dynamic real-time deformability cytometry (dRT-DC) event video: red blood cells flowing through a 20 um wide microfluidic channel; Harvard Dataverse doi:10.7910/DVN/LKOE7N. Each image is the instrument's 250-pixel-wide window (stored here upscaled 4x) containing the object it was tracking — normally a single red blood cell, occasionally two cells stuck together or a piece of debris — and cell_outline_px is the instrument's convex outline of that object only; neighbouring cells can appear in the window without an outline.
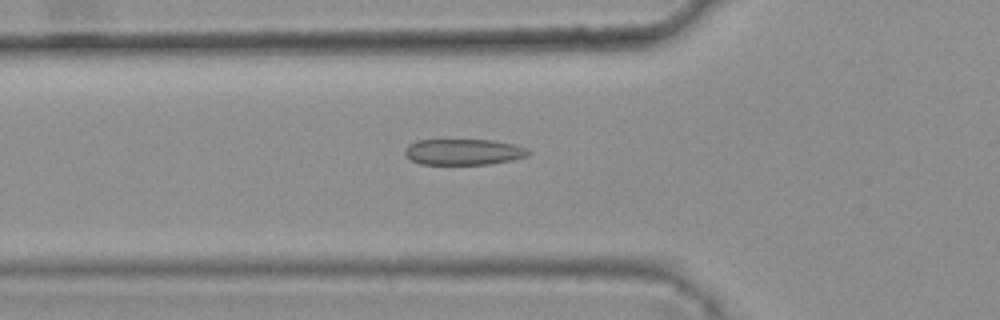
{"species": "common noctule bat (a hibernating species)", "species_latin": "Nyctalus noctula", "temperature_condition": "warm", "stored_images_in_passage": 47, "camera_frame_rate_fps": 3000, "um_per_image_px": 0.085, "animal": {"sex": "female", "body_mass_g": 25.1}, "frame": {"image": 1, "passage_image": 18, "time_ms": 5.667, "image_size_px": [1000, 320], "cell_outline_px": [[532, 152], [528, 156], [512, 160], [488, 164], [420, 164], [412, 160], [404, 152], [404, 148], [408, 144], [416, 140], [492, 140], [512, 144], [528, 148]], "centroid_in_image_um": [39.41, 12.91], "position_along_channel_um": 86.4, "area_um2": 18.73}}
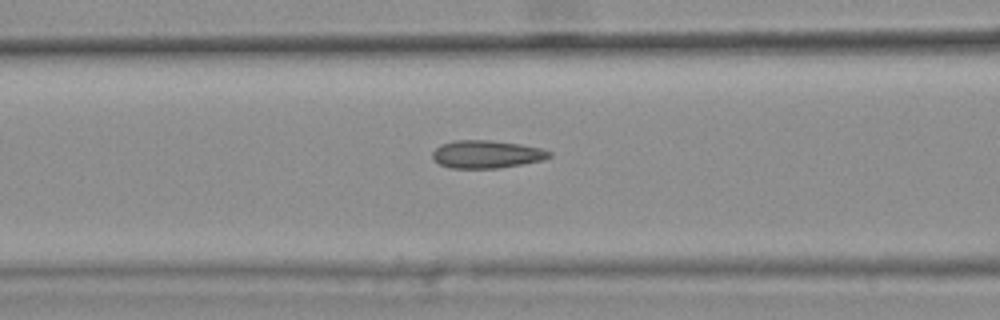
{"frame": {"image": 2, "passage_image": 21, "time_ms": 6.667, "image_size_px": [1000, 320], "cell_outline_px": [[552, 156], [544, 160], [500, 168], [452, 168], [440, 164], [432, 156], [432, 152], [440, 144], [452, 140], [492, 140], [520, 144], [540, 148], [552, 152]], "centroid_in_image_um": [41.37, 13.1], "position_along_channel_um": 125.2, "area_um2": 19.02}}
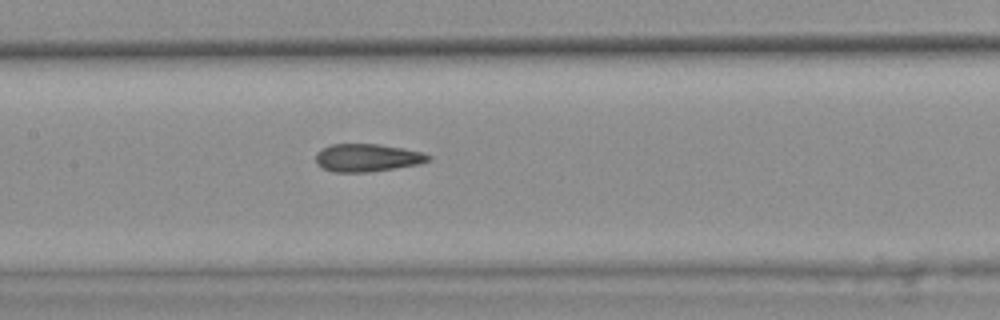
{"frame": {"image": 3, "passage_image": 25, "time_ms": 8.0, "image_size_px": [1000, 320], "cell_outline_px": [[432, 160], [420, 164], [368, 172], [332, 172], [316, 164], [316, 152], [332, 144], [380, 144], [424, 152], [432, 156]], "centroid_in_image_um": [31.25, 13.41], "position_along_channel_um": 176.1, "area_um2": 18.32}, "authors_computed_cell_mechanics": {"area_um2": 18.5538, "velocity_mm_per_s": 3.8277, "shape_relaxation_time_tau1_ms": null, "shape_relaxation_time_tau2_ms": 2.3918, "deformation_change_tau1": null, "deformation_change_tau2": 0.0833}}